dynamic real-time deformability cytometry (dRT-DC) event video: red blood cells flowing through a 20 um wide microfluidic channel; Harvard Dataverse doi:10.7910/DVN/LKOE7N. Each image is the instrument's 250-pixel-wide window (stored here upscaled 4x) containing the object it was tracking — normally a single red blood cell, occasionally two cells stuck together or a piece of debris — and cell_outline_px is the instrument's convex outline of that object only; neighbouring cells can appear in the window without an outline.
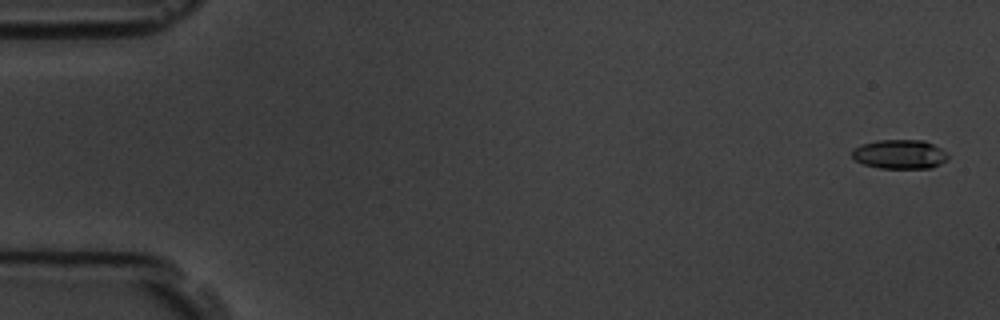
{"species": "common noctule bat (a hibernating species)", "species_latin": "Nyctalus noctula", "temperature_condition": "room temperature", "stored_images_in_passage": 4, "camera_frame_rate_fps": 3000, "um_per_image_px": 0.085, "animal": {"sex": "male", "body_mass_g": 19.5, "forearm_length_mm": 54.6}, "frame": {"image": 1, "passage_image": 1, "time_ms": 0.0, "image_size_px": [1000, 320], "cell_outline_px": [[948, 160], [932, 168], [880, 168], [864, 164], [856, 160], [852, 156], [852, 152], [860, 144], [876, 140], [924, 140], [948, 152]], "centroid_in_image_um": [76.51, 13.11], "position_along_channel_um": 8.5, "area_um2": 16.36}}